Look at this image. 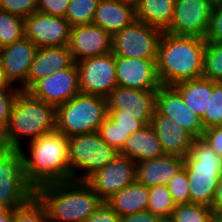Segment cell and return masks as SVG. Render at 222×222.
Returning a JSON list of instances; mask_svg holds the SVG:
<instances>
[{
  "mask_svg": "<svg viewBox=\"0 0 222 222\" xmlns=\"http://www.w3.org/2000/svg\"><path fill=\"white\" fill-rule=\"evenodd\" d=\"M27 146L28 152L23 147L19 151L26 180L34 189L49 183L71 181L65 134L54 130L29 141Z\"/></svg>",
  "mask_w": 222,
  "mask_h": 222,
  "instance_id": "cell-1",
  "label": "cell"
},
{
  "mask_svg": "<svg viewBox=\"0 0 222 222\" xmlns=\"http://www.w3.org/2000/svg\"><path fill=\"white\" fill-rule=\"evenodd\" d=\"M205 49L204 38L163 31L156 59L161 84L174 86L182 81L202 77Z\"/></svg>",
  "mask_w": 222,
  "mask_h": 222,
  "instance_id": "cell-2",
  "label": "cell"
},
{
  "mask_svg": "<svg viewBox=\"0 0 222 222\" xmlns=\"http://www.w3.org/2000/svg\"><path fill=\"white\" fill-rule=\"evenodd\" d=\"M35 196L50 222H85L103 202L85 181L76 180L38 186Z\"/></svg>",
  "mask_w": 222,
  "mask_h": 222,
  "instance_id": "cell-3",
  "label": "cell"
},
{
  "mask_svg": "<svg viewBox=\"0 0 222 222\" xmlns=\"http://www.w3.org/2000/svg\"><path fill=\"white\" fill-rule=\"evenodd\" d=\"M56 130V107L20 91L15 100L8 126L1 134L4 147L20 149L28 142Z\"/></svg>",
  "mask_w": 222,
  "mask_h": 222,
  "instance_id": "cell-4",
  "label": "cell"
},
{
  "mask_svg": "<svg viewBox=\"0 0 222 222\" xmlns=\"http://www.w3.org/2000/svg\"><path fill=\"white\" fill-rule=\"evenodd\" d=\"M190 203L212 206L222 175V158L202 137L195 138L184 157Z\"/></svg>",
  "mask_w": 222,
  "mask_h": 222,
  "instance_id": "cell-5",
  "label": "cell"
},
{
  "mask_svg": "<svg viewBox=\"0 0 222 222\" xmlns=\"http://www.w3.org/2000/svg\"><path fill=\"white\" fill-rule=\"evenodd\" d=\"M106 116V98L79 93L56 107V130L67 137L95 132Z\"/></svg>",
  "mask_w": 222,
  "mask_h": 222,
  "instance_id": "cell-6",
  "label": "cell"
},
{
  "mask_svg": "<svg viewBox=\"0 0 222 222\" xmlns=\"http://www.w3.org/2000/svg\"><path fill=\"white\" fill-rule=\"evenodd\" d=\"M119 152L101 139L98 131L68 137L71 180L85 181Z\"/></svg>",
  "mask_w": 222,
  "mask_h": 222,
  "instance_id": "cell-7",
  "label": "cell"
},
{
  "mask_svg": "<svg viewBox=\"0 0 222 222\" xmlns=\"http://www.w3.org/2000/svg\"><path fill=\"white\" fill-rule=\"evenodd\" d=\"M33 196L35 189L26 180L21 152L4 147L0 151V201L15 209Z\"/></svg>",
  "mask_w": 222,
  "mask_h": 222,
  "instance_id": "cell-8",
  "label": "cell"
},
{
  "mask_svg": "<svg viewBox=\"0 0 222 222\" xmlns=\"http://www.w3.org/2000/svg\"><path fill=\"white\" fill-rule=\"evenodd\" d=\"M163 30L135 20L112 35V53L115 56L156 60Z\"/></svg>",
  "mask_w": 222,
  "mask_h": 222,
  "instance_id": "cell-9",
  "label": "cell"
},
{
  "mask_svg": "<svg viewBox=\"0 0 222 222\" xmlns=\"http://www.w3.org/2000/svg\"><path fill=\"white\" fill-rule=\"evenodd\" d=\"M80 93L107 98L117 85L115 55L110 52L76 62Z\"/></svg>",
  "mask_w": 222,
  "mask_h": 222,
  "instance_id": "cell-10",
  "label": "cell"
},
{
  "mask_svg": "<svg viewBox=\"0 0 222 222\" xmlns=\"http://www.w3.org/2000/svg\"><path fill=\"white\" fill-rule=\"evenodd\" d=\"M135 181L136 162L120 153L85 180L103 202Z\"/></svg>",
  "mask_w": 222,
  "mask_h": 222,
  "instance_id": "cell-11",
  "label": "cell"
},
{
  "mask_svg": "<svg viewBox=\"0 0 222 222\" xmlns=\"http://www.w3.org/2000/svg\"><path fill=\"white\" fill-rule=\"evenodd\" d=\"M27 92L34 98L55 107L64 104L80 93L76 62L63 70L55 71L36 81Z\"/></svg>",
  "mask_w": 222,
  "mask_h": 222,
  "instance_id": "cell-12",
  "label": "cell"
},
{
  "mask_svg": "<svg viewBox=\"0 0 222 222\" xmlns=\"http://www.w3.org/2000/svg\"><path fill=\"white\" fill-rule=\"evenodd\" d=\"M212 7L206 0H175L171 24L165 30L169 34L206 36Z\"/></svg>",
  "mask_w": 222,
  "mask_h": 222,
  "instance_id": "cell-13",
  "label": "cell"
},
{
  "mask_svg": "<svg viewBox=\"0 0 222 222\" xmlns=\"http://www.w3.org/2000/svg\"><path fill=\"white\" fill-rule=\"evenodd\" d=\"M25 37L38 48L66 46L69 43L71 25L63 17L34 12L24 18Z\"/></svg>",
  "mask_w": 222,
  "mask_h": 222,
  "instance_id": "cell-14",
  "label": "cell"
},
{
  "mask_svg": "<svg viewBox=\"0 0 222 222\" xmlns=\"http://www.w3.org/2000/svg\"><path fill=\"white\" fill-rule=\"evenodd\" d=\"M156 91L117 86L106 98L107 110H120V115L134 116L145 125L151 124L156 110Z\"/></svg>",
  "mask_w": 222,
  "mask_h": 222,
  "instance_id": "cell-15",
  "label": "cell"
},
{
  "mask_svg": "<svg viewBox=\"0 0 222 222\" xmlns=\"http://www.w3.org/2000/svg\"><path fill=\"white\" fill-rule=\"evenodd\" d=\"M38 47L27 37L0 48V65L6 80L27 91V76Z\"/></svg>",
  "mask_w": 222,
  "mask_h": 222,
  "instance_id": "cell-16",
  "label": "cell"
},
{
  "mask_svg": "<svg viewBox=\"0 0 222 222\" xmlns=\"http://www.w3.org/2000/svg\"><path fill=\"white\" fill-rule=\"evenodd\" d=\"M155 109L158 114L171 118L175 124L187 129L195 138L203 136L205 128L201 117L184 103L173 86L161 85L157 89Z\"/></svg>",
  "mask_w": 222,
  "mask_h": 222,
  "instance_id": "cell-17",
  "label": "cell"
},
{
  "mask_svg": "<svg viewBox=\"0 0 222 222\" xmlns=\"http://www.w3.org/2000/svg\"><path fill=\"white\" fill-rule=\"evenodd\" d=\"M117 85L137 90H157L160 82L156 60L115 56Z\"/></svg>",
  "mask_w": 222,
  "mask_h": 222,
  "instance_id": "cell-18",
  "label": "cell"
},
{
  "mask_svg": "<svg viewBox=\"0 0 222 222\" xmlns=\"http://www.w3.org/2000/svg\"><path fill=\"white\" fill-rule=\"evenodd\" d=\"M68 48L75 62L112 52V35L94 24L71 27Z\"/></svg>",
  "mask_w": 222,
  "mask_h": 222,
  "instance_id": "cell-19",
  "label": "cell"
},
{
  "mask_svg": "<svg viewBox=\"0 0 222 222\" xmlns=\"http://www.w3.org/2000/svg\"><path fill=\"white\" fill-rule=\"evenodd\" d=\"M150 125L158 136L166 155L185 157L189 153L195 137L187 129L156 111Z\"/></svg>",
  "mask_w": 222,
  "mask_h": 222,
  "instance_id": "cell-20",
  "label": "cell"
},
{
  "mask_svg": "<svg viewBox=\"0 0 222 222\" xmlns=\"http://www.w3.org/2000/svg\"><path fill=\"white\" fill-rule=\"evenodd\" d=\"M74 63L68 45L38 48L27 76V90L39 79L55 71L70 68Z\"/></svg>",
  "mask_w": 222,
  "mask_h": 222,
  "instance_id": "cell-21",
  "label": "cell"
},
{
  "mask_svg": "<svg viewBox=\"0 0 222 222\" xmlns=\"http://www.w3.org/2000/svg\"><path fill=\"white\" fill-rule=\"evenodd\" d=\"M184 168V157L163 155L136 163V181L153 187L167 186L168 182Z\"/></svg>",
  "mask_w": 222,
  "mask_h": 222,
  "instance_id": "cell-22",
  "label": "cell"
},
{
  "mask_svg": "<svg viewBox=\"0 0 222 222\" xmlns=\"http://www.w3.org/2000/svg\"><path fill=\"white\" fill-rule=\"evenodd\" d=\"M136 20L135 8L115 0H100L92 24L113 35Z\"/></svg>",
  "mask_w": 222,
  "mask_h": 222,
  "instance_id": "cell-23",
  "label": "cell"
},
{
  "mask_svg": "<svg viewBox=\"0 0 222 222\" xmlns=\"http://www.w3.org/2000/svg\"><path fill=\"white\" fill-rule=\"evenodd\" d=\"M120 154L136 163L165 155L161 142L150 124L130 134Z\"/></svg>",
  "mask_w": 222,
  "mask_h": 222,
  "instance_id": "cell-24",
  "label": "cell"
},
{
  "mask_svg": "<svg viewBox=\"0 0 222 222\" xmlns=\"http://www.w3.org/2000/svg\"><path fill=\"white\" fill-rule=\"evenodd\" d=\"M105 202L120 217L147 211L149 187L135 181L112 195Z\"/></svg>",
  "mask_w": 222,
  "mask_h": 222,
  "instance_id": "cell-25",
  "label": "cell"
},
{
  "mask_svg": "<svg viewBox=\"0 0 222 222\" xmlns=\"http://www.w3.org/2000/svg\"><path fill=\"white\" fill-rule=\"evenodd\" d=\"M182 96L184 103L197 115H204L212 95V80L200 77L179 82L173 86Z\"/></svg>",
  "mask_w": 222,
  "mask_h": 222,
  "instance_id": "cell-26",
  "label": "cell"
},
{
  "mask_svg": "<svg viewBox=\"0 0 222 222\" xmlns=\"http://www.w3.org/2000/svg\"><path fill=\"white\" fill-rule=\"evenodd\" d=\"M175 0H140L136 20L165 31L171 24Z\"/></svg>",
  "mask_w": 222,
  "mask_h": 222,
  "instance_id": "cell-27",
  "label": "cell"
},
{
  "mask_svg": "<svg viewBox=\"0 0 222 222\" xmlns=\"http://www.w3.org/2000/svg\"><path fill=\"white\" fill-rule=\"evenodd\" d=\"M24 36V18L0 10V48L11 45Z\"/></svg>",
  "mask_w": 222,
  "mask_h": 222,
  "instance_id": "cell-28",
  "label": "cell"
},
{
  "mask_svg": "<svg viewBox=\"0 0 222 222\" xmlns=\"http://www.w3.org/2000/svg\"><path fill=\"white\" fill-rule=\"evenodd\" d=\"M176 208L172 196L165 185H157L149 188V203L147 211L159 218L171 217Z\"/></svg>",
  "mask_w": 222,
  "mask_h": 222,
  "instance_id": "cell-29",
  "label": "cell"
},
{
  "mask_svg": "<svg viewBox=\"0 0 222 222\" xmlns=\"http://www.w3.org/2000/svg\"><path fill=\"white\" fill-rule=\"evenodd\" d=\"M100 0H70L65 19L71 27L92 24Z\"/></svg>",
  "mask_w": 222,
  "mask_h": 222,
  "instance_id": "cell-30",
  "label": "cell"
},
{
  "mask_svg": "<svg viewBox=\"0 0 222 222\" xmlns=\"http://www.w3.org/2000/svg\"><path fill=\"white\" fill-rule=\"evenodd\" d=\"M171 217L175 222L214 221L211 207L196 203L176 205Z\"/></svg>",
  "mask_w": 222,
  "mask_h": 222,
  "instance_id": "cell-31",
  "label": "cell"
},
{
  "mask_svg": "<svg viewBox=\"0 0 222 222\" xmlns=\"http://www.w3.org/2000/svg\"><path fill=\"white\" fill-rule=\"evenodd\" d=\"M202 77L215 82L222 81V43L206 42Z\"/></svg>",
  "mask_w": 222,
  "mask_h": 222,
  "instance_id": "cell-32",
  "label": "cell"
},
{
  "mask_svg": "<svg viewBox=\"0 0 222 222\" xmlns=\"http://www.w3.org/2000/svg\"><path fill=\"white\" fill-rule=\"evenodd\" d=\"M204 128L222 126V83L212 81V95L201 117Z\"/></svg>",
  "mask_w": 222,
  "mask_h": 222,
  "instance_id": "cell-33",
  "label": "cell"
},
{
  "mask_svg": "<svg viewBox=\"0 0 222 222\" xmlns=\"http://www.w3.org/2000/svg\"><path fill=\"white\" fill-rule=\"evenodd\" d=\"M98 133L104 142L119 153L124 148L127 139L130 136L129 131L119 127L118 124L111 120L108 116L105 117L103 123L100 125Z\"/></svg>",
  "mask_w": 222,
  "mask_h": 222,
  "instance_id": "cell-34",
  "label": "cell"
},
{
  "mask_svg": "<svg viewBox=\"0 0 222 222\" xmlns=\"http://www.w3.org/2000/svg\"><path fill=\"white\" fill-rule=\"evenodd\" d=\"M13 222H50L44 205L33 196L24 206L15 208Z\"/></svg>",
  "mask_w": 222,
  "mask_h": 222,
  "instance_id": "cell-35",
  "label": "cell"
},
{
  "mask_svg": "<svg viewBox=\"0 0 222 222\" xmlns=\"http://www.w3.org/2000/svg\"><path fill=\"white\" fill-rule=\"evenodd\" d=\"M167 187L176 205L190 203L188 176L185 168L168 182Z\"/></svg>",
  "mask_w": 222,
  "mask_h": 222,
  "instance_id": "cell-36",
  "label": "cell"
},
{
  "mask_svg": "<svg viewBox=\"0 0 222 222\" xmlns=\"http://www.w3.org/2000/svg\"><path fill=\"white\" fill-rule=\"evenodd\" d=\"M19 88H0V135L5 131L12 114Z\"/></svg>",
  "mask_w": 222,
  "mask_h": 222,
  "instance_id": "cell-37",
  "label": "cell"
},
{
  "mask_svg": "<svg viewBox=\"0 0 222 222\" xmlns=\"http://www.w3.org/2000/svg\"><path fill=\"white\" fill-rule=\"evenodd\" d=\"M38 0H0V10L26 18L37 12Z\"/></svg>",
  "mask_w": 222,
  "mask_h": 222,
  "instance_id": "cell-38",
  "label": "cell"
},
{
  "mask_svg": "<svg viewBox=\"0 0 222 222\" xmlns=\"http://www.w3.org/2000/svg\"><path fill=\"white\" fill-rule=\"evenodd\" d=\"M204 40L206 42L222 43V5L212 8L209 26Z\"/></svg>",
  "mask_w": 222,
  "mask_h": 222,
  "instance_id": "cell-39",
  "label": "cell"
},
{
  "mask_svg": "<svg viewBox=\"0 0 222 222\" xmlns=\"http://www.w3.org/2000/svg\"><path fill=\"white\" fill-rule=\"evenodd\" d=\"M107 116L116 122L119 127L129 131L130 134L145 126L142 121L136 119L134 116L120 115V110H107Z\"/></svg>",
  "mask_w": 222,
  "mask_h": 222,
  "instance_id": "cell-40",
  "label": "cell"
},
{
  "mask_svg": "<svg viewBox=\"0 0 222 222\" xmlns=\"http://www.w3.org/2000/svg\"><path fill=\"white\" fill-rule=\"evenodd\" d=\"M70 0H38L37 11L65 18Z\"/></svg>",
  "mask_w": 222,
  "mask_h": 222,
  "instance_id": "cell-41",
  "label": "cell"
},
{
  "mask_svg": "<svg viewBox=\"0 0 222 222\" xmlns=\"http://www.w3.org/2000/svg\"><path fill=\"white\" fill-rule=\"evenodd\" d=\"M85 222H121V217L106 202H102Z\"/></svg>",
  "mask_w": 222,
  "mask_h": 222,
  "instance_id": "cell-42",
  "label": "cell"
},
{
  "mask_svg": "<svg viewBox=\"0 0 222 222\" xmlns=\"http://www.w3.org/2000/svg\"><path fill=\"white\" fill-rule=\"evenodd\" d=\"M202 138L222 158V126L206 128Z\"/></svg>",
  "mask_w": 222,
  "mask_h": 222,
  "instance_id": "cell-43",
  "label": "cell"
},
{
  "mask_svg": "<svg viewBox=\"0 0 222 222\" xmlns=\"http://www.w3.org/2000/svg\"><path fill=\"white\" fill-rule=\"evenodd\" d=\"M159 217L149 211L138 212L121 217V222H158Z\"/></svg>",
  "mask_w": 222,
  "mask_h": 222,
  "instance_id": "cell-44",
  "label": "cell"
},
{
  "mask_svg": "<svg viewBox=\"0 0 222 222\" xmlns=\"http://www.w3.org/2000/svg\"><path fill=\"white\" fill-rule=\"evenodd\" d=\"M213 216L222 215V175L217 185L214 201L211 206Z\"/></svg>",
  "mask_w": 222,
  "mask_h": 222,
  "instance_id": "cell-45",
  "label": "cell"
},
{
  "mask_svg": "<svg viewBox=\"0 0 222 222\" xmlns=\"http://www.w3.org/2000/svg\"><path fill=\"white\" fill-rule=\"evenodd\" d=\"M15 209L10 208L5 213H0V222H13Z\"/></svg>",
  "mask_w": 222,
  "mask_h": 222,
  "instance_id": "cell-46",
  "label": "cell"
},
{
  "mask_svg": "<svg viewBox=\"0 0 222 222\" xmlns=\"http://www.w3.org/2000/svg\"><path fill=\"white\" fill-rule=\"evenodd\" d=\"M0 88H18L16 86H14L13 84H10L5 76H4V73L1 69V65H0Z\"/></svg>",
  "mask_w": 222,
  "mask_h": 222,
  "instance_id": "cell-47",
  "label": "cell"
},
{
  "mask_svg": "<svg viewBox=\"0 0 222 222\" xmlns=\"http://www.w3.org/2000/svg\"><path fill=\"white\" fill-rule=\"evenodd\" d=\"M118 2H122L124 4L131 5L132 7L136 8L137 5L139 4L140 0H115Z\"/></svg>",
  "mask_w": 222,
  "mask_h": 222,
  "instance_id": "cell-48",
  "label": "cell"
},
{
  "mask_svg": "<svg viewBox=\"0 0 222 222\" xmlns=\"http://www.w3.org/2000/svg\"><path fill=\"white\" fill-rule=\"evenodd\" d=\"M206 1L212 8L222 5V0H206Z\"/></svg>",
  "mask_w": 222,
  "mask_h": 222,
  "instance_id": "cell-49",
  "label": "cell"
},
{
  "mask_svg": "<svg viewBox=\"0 0 222 222\" xmlns=\"http://www.w3.org/2000/svg\"><path fill=\"white\" fill-rule=\"evenodd\" d=\"M10 209L9 206L0 201V213H5Z\"/></svg>",
  "mask_w": 222,
  "mask_h": 222,
  "instance_id": "cell-50",
  "label": "cell"
},
{
  "mask_svg": "<svg viewBox=\"0 0 222 222\" xmlns=\"http://www.w3.org/2000/svg\"><path fill=\"white\" fill-rule=\"evenodd\" d=\"M158 222H175L172 217L159 218Z\"/></svg>",
  "mask_w": 222,
  "mask_h": 222,
  "instance_id": "cell-51",
  "label": "cell"
},
{
  "mask_svg": "<svg viewBox=\"0 0 222 222\" xmlns=\"http://www.w3.org/2000/svg\"><path fill=\"white\" fill-rule=\"evenodd\" d=\"M215 222H222V215L214 216Z\"/></svg>",
  "mask_w": 222,
  "mask_h": 222,
  "instance_id": "cell-52",
  "label": "cell"
},
{
  "mask_svg": "<svg viewBox=\"0 0 222 222\" xmlns=\"http://www.w3.org/2000/svg\"><path fill=\"white\" fill-rule=\"evenodd\" d=\"M4 148L3 142H2V137L0 135V151Z\"/></svg>",
  "mask_w": 222,
  "mask_h": 222,
  "instance_id": "cell-53",
  "label": "cell"
}]
</instances>
